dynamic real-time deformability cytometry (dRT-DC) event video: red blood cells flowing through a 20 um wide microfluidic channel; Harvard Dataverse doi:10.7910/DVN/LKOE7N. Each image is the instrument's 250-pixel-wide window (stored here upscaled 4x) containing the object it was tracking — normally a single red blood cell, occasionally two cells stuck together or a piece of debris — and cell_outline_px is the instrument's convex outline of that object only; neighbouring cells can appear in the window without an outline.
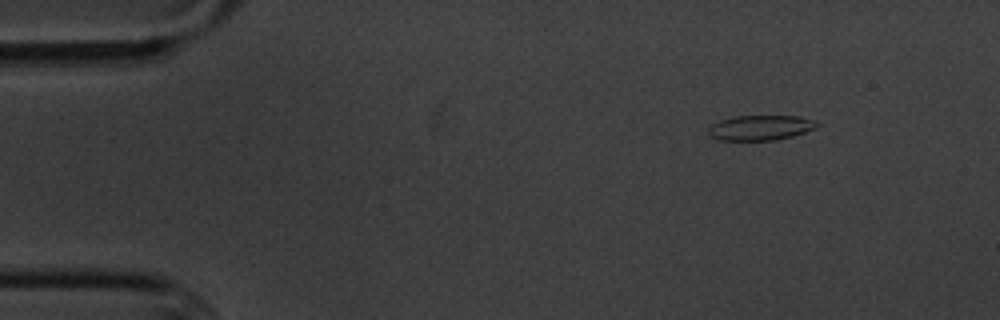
{"species": "common noctule bat (a hibernating species)", "species_latin": "Nyctalus noctula", "temperature_condition": "cold", "stored_images_in_passage": 5, "camera_frame_rate_fps": 3000, "um_per_image_px": 0.085, "animal": {"sex": "male", "body_mass_g": 20.1, "forearm_length_mm": 53.5}, "frame": {"image": 1, "passage_image": 2, "time_ms": 1.333, "image_size_px": [1000, 320], "cell_outline_px": [[820, 124], [816, 128], [792, 136], [776, 140], [720, 140], [708, 136], [708, 128], [712, 124], [720, 120], [736, 116], [800, 116], [816, 120]], "centroid_in_image_um": [64.65, 10.85], "position_along_channel_um": 20.4, "area_um2": 15.95}}